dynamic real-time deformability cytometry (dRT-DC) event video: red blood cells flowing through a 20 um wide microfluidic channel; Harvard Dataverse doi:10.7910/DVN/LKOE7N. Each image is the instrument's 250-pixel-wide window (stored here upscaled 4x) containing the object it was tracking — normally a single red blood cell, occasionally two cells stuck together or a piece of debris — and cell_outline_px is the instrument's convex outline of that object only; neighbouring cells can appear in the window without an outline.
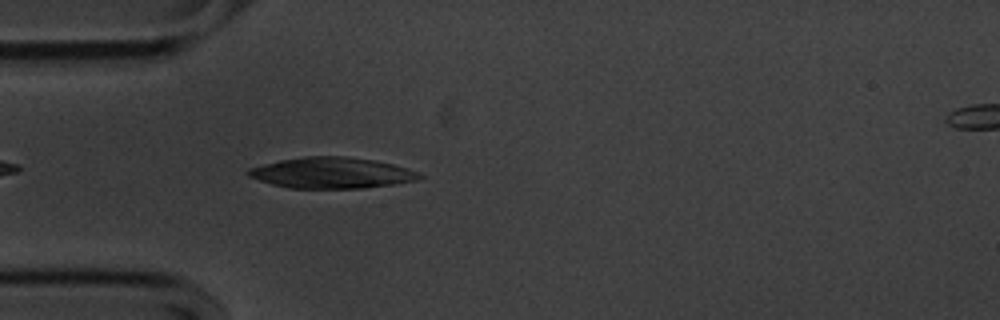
{"species": "common noctule bat (a hibernating species)", "species_latin": "Nyctalus noctula", "temperature_condition": "cold", "stored_images_in_passage": 8, "segment_of_instrument_passage": [1, 2], "camera_frame_rate_fps": 3000, "um_per_image_px": 0.085, "animal": {"sex": "male", "body_mass_g": 20.1, "forearm_length_mm": 53.5}, "frame": {"image": 1, "passage_image": 4, "time_ms": 1.0, "image_size_px": [1000, 320], "cell_outline_px": [[424, 176], [416, 180], [392, 184], [360, 188], [288, 188], [272, 184], [248, 176], [244, 172], [248, 168], [280, 160], [304, 156], [348, 156], [376, 160], [408, 168]], "centroid_in_image_um": [28.16, 14.68], "position_along_channel_um": 56.8, "area_um2": 30.81}}